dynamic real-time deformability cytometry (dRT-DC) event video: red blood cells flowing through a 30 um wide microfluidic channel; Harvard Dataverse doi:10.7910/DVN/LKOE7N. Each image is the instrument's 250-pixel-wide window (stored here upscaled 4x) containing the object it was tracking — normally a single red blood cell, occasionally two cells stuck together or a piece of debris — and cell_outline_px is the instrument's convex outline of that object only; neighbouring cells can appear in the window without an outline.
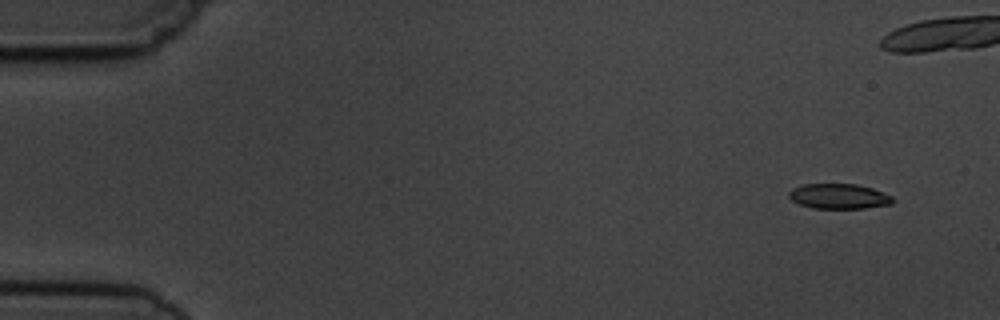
{"species": "common noctule bat (a hibernating species)", "species_latin": "Nyctalus noctula", "temperature_condition": "cold", "stored_images_in_passage": 5, "camera_frame_rate_fps": 3000, "um_per_image_px": 0.085, "animal": {"sex": "male", "body_mass_g": 19.5, "forearm_length_mm": 54.6}, "frame": {"image": 1, "passage_image": 2, "time_ms": 1.0, "image_size_px": [1000, 320], "cell_outline_px": [[896, 200], [892, 204], [864, 208], [812, 208], [800, 204], [792, 200], [788, 196], [788, 192], [792, 188], [804, 184], [856, 184], [872, 188], [892, 196]], "centroid_in_image_um": [71.31, 16.68], "position_along_channel_um": 13.7, "area_um2": 15.2}}